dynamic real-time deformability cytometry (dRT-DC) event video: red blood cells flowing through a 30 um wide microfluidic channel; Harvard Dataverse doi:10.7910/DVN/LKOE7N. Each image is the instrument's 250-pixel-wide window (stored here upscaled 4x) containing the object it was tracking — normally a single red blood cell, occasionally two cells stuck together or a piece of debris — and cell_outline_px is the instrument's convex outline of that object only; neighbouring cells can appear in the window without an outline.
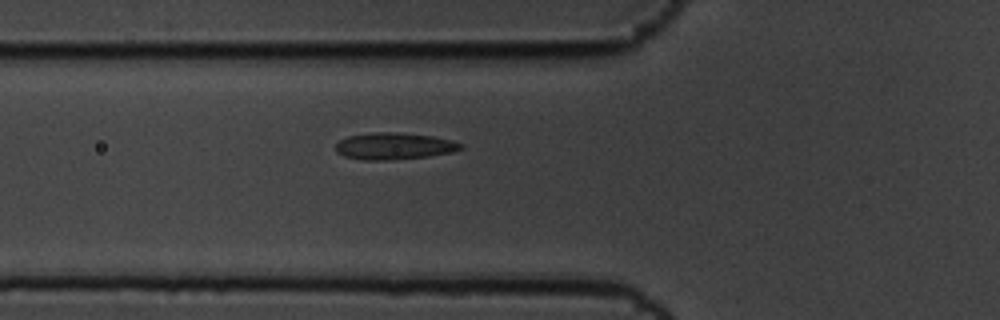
{"species": "common noctule bat (a hibernating species)", "species_latin": "Nyctalus noctula", "temperature_condition": "cold", "stored_images_in_passage": 3, "camera_frame_rate_fps": 3000, "um_per_image_px": 0.085, "animal": {"sex": "male", "body_mass_g": 19.5, "forearm_length_mm": 54.6}, "frame": {"image": 1, "passage_image": 3, "time_ms": 0.667, "image_size_px": [1000, 320], "cell_outline_px": [[464, 148], [452, 152], [428, 156], [388, 160], [364, 160], [344, 156], [336, 152], [336, 144], [340, 140], [348, 136], [372, 132], [388, 132], [432, 136], [452, 140], [464, 144]], "centroid_in_image_um": [33.5, 12.42], "position_along_channel_um": 92.3, "area_um2": 19.42}}